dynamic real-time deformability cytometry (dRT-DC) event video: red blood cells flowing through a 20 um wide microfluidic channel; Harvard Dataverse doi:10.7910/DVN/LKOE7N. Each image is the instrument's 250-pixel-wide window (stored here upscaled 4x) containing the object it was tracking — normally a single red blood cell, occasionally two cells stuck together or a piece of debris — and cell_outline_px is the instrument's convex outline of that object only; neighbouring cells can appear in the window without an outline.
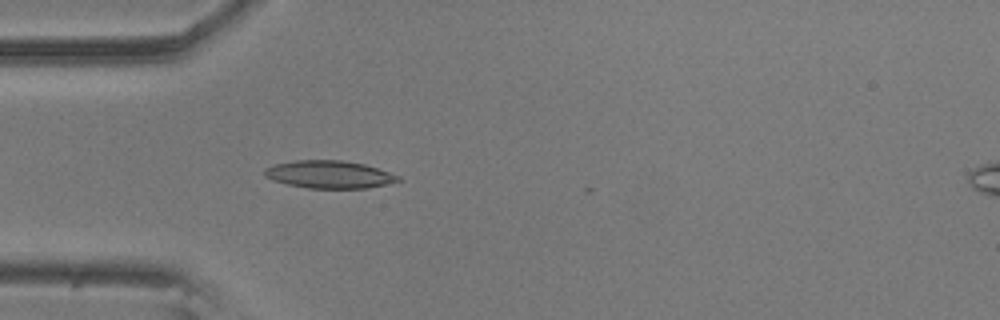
{"species": "common noctule bat (a hibernating species)", "species_latin": "Nyctalus noctula", "temperature_condition": "room temperature", "stored_images_in_passage": 43, "camera_frame_rate_fps": 3000, "um_per_image_px": 0.085, "animal": {"sex": "male", "body_mass_g": 20.5, "forearm_length_mm": 52.5}, "frame": {"image": 1, "passage_image": 11, "time_ms": 3.333, "image_size_px": [1000, 320], "cell_outline_px": [[404, 180], [368, 188], [308, 188], [288, 184], [272, 180], [264, 176], [264, 168], [276, 164], [296, 160], [340, 160], [364, 164], [400, 176]], "centroid_in_image_um": [27.99, 14.83], "position_along_channel_um": 57.0, "area_um2": 21.44}}
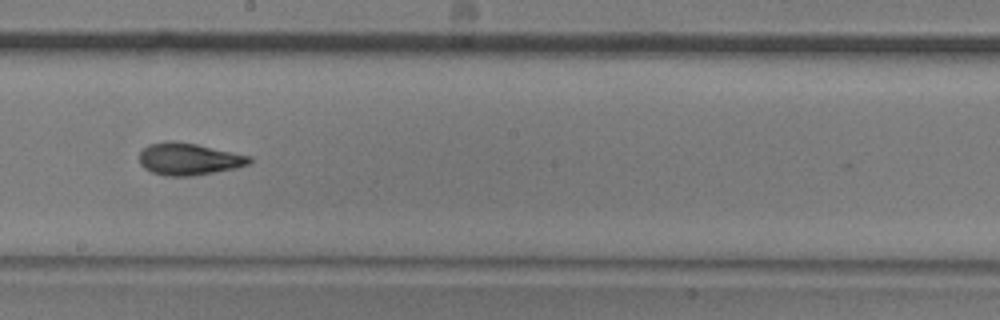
{"frame": {"image": 2, "passage_image": 26, "time_ms": 8.333, "image_size_px": [1000, 320], "cell_outline_px": [[252, 160], [248, 164], [236, 168], [192, 176], [164, 176], [152, 172], [144, 168], [140, 164], [140, 152], [148, 144], [168, 140], [172, 140], [196, 144], [252, 156]], "centroid_in_image_um": [16.03, 13.51], "position_along_channel_um": 232.2, "area_um2": 20.63}}
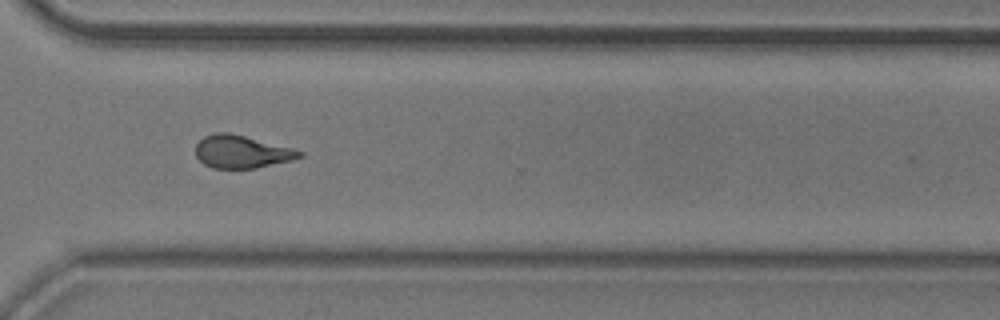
{"frame": {"image": 3, "passage_image": 36, "time_ms": 11.667, "image_size_px": [1000, 320], "cell_outline_px": [[304, 156], [292, 160], [256, 168], [212, 168], [204, 164], [196, 156], [196, 144], [204, 136], [216, 132], [228, 132], [292, 148], [304, 152]], "centroid_in_image_um": [20.54, 12.9], "position_along_channel_um": 350.1, "area_um2": 19.71}, "authors_computed_cell_mechanics": {"area_um2": 20.1144, "velocity_mm_per_s": 3.5545, "shape_relaxation_time_tau1_ms": 4.8188, "shape_relaxation_time_tau2_ms": 2.0765, "deformation_change_tau1": 0.1818, "deformation_change_tau2": 0.1003}}